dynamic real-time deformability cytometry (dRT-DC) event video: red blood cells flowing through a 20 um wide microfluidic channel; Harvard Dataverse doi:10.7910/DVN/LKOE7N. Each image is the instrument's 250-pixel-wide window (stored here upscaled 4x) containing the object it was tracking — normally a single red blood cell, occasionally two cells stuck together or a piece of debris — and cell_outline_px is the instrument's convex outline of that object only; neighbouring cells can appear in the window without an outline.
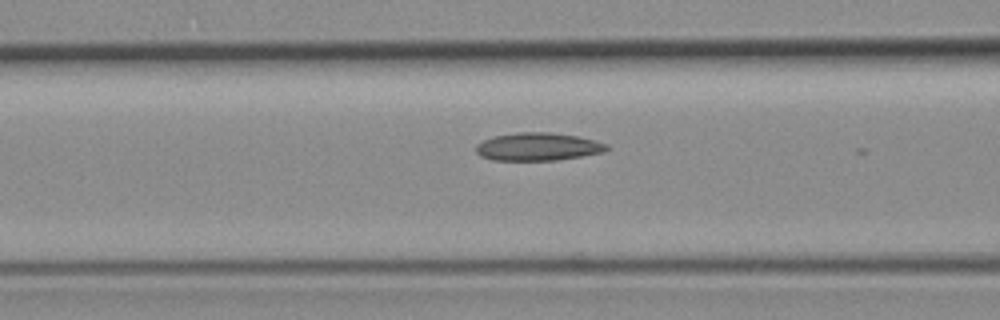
{"species": "common noctule bat (a hibernating species)", "species_latin": "Nyctalus noctula", "temperature_condition": "room temperature", "stored_images_in_passage": 7, "camera_frame_rate_fps": 3000, "um_per_image_px": 0.085, "animal": {"sex": "female", "body_mass_g": 19.3, "forearm_length_mm": 54.1}, "frame": {"image": 1, "passage_image": 5, "time_ms": 1.333, "image_size_px": [1000, 320], "cell_outline_px": [[608, 148], [604, 152], [556, 160], [492, 160], [480, 156], [476, 152], [476, 144], [484, 140], [496, 136], [516, 132], [552, 132], [576, 136], [608, 144]], "centroid_in_image_um": [45.7, 12.47], "position_along_channel_um": 120.9, "area_um2": 21.1}}